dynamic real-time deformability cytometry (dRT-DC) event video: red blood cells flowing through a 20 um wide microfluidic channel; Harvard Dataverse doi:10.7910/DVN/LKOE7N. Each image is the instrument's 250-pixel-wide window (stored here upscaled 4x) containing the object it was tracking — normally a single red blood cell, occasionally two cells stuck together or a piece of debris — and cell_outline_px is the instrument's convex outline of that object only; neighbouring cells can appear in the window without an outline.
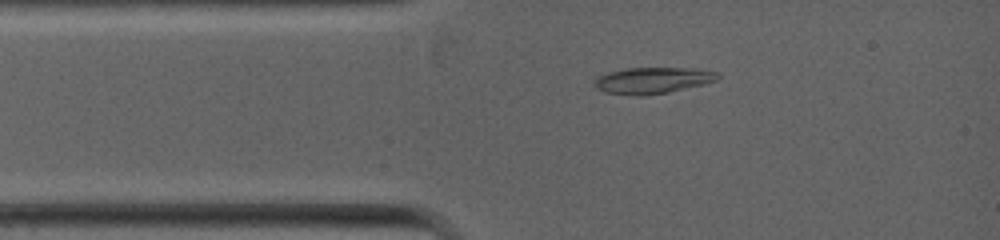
{"species": "common noctule bat (a hibernating species)", "species_latin": "Nyctalus noctula", "temperature_condition": "warm", "stored_images_in_passage": 46, "camera_frame_rate_fps": 5000, "um_per_image_px": 0.085, "animal": {"sex": "female", "body_mass_g": 19.0, "forearm_length_mm": 53.3}, "frame": {"image": 1, "passage_image": 6, "time_ms": 1.4, "image_size_px": [1000, 240], "cell_outline_px": [[720, 76], [716, 80], [704, 84], [668, 92], [644, 96], [636, 96], [604, 92], [596, 88], [596, 80], [600, 76], [608, 72], [628, 68], [696, 68], [716, 72]], "centroid_in_image_um": [55.49, 6.84], "position_along_channel_um": 29.5, "area_um2": 18.73}}
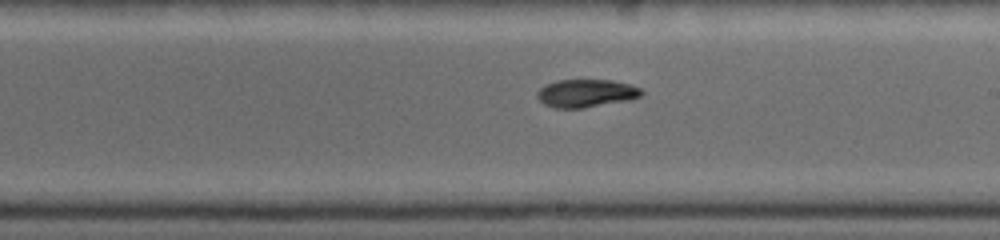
{"frame": {"image": 2, "passage_image": 24, "time_ms": 5.8, "image_size_px": [1000, 240], "cell_outline_px": [[644, 92], [640, 96], [632, 100], [584, 108], [552, 108], [544, 104], [536, 96], [536, 92], [544, 84], [560, 80], [612, 80], [632, 84], [640, 88]], "centroid_in_image_um": [49.84, 7.93], "position_along_channel_um": 239.2, "area_um2": 17.28}}
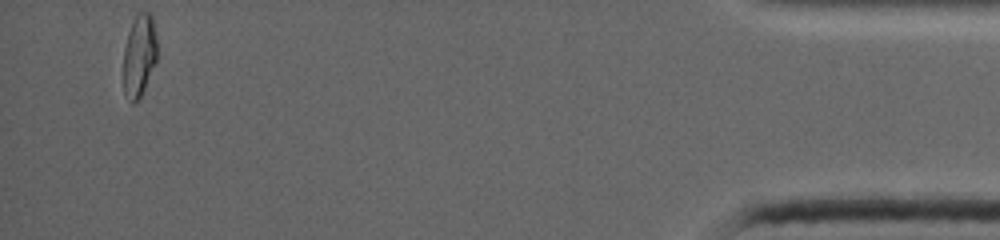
{"frame": {"image": 3, "passage_image": 46, "time_ms": 11.4, "image_size_px": [1000, 240], "cell_outline_px": [[156, 60], [144, 88], [140, 96], [132, 104], [124, 92], [124, 48], [128, 32], [132, 20], [136, 12], [148, 12], [152, 16], [156, 36]], "centroid_in_image_um": [11.83, 4.65], "position_along_channel_um": 423.4, "area_um2": 15.95}}